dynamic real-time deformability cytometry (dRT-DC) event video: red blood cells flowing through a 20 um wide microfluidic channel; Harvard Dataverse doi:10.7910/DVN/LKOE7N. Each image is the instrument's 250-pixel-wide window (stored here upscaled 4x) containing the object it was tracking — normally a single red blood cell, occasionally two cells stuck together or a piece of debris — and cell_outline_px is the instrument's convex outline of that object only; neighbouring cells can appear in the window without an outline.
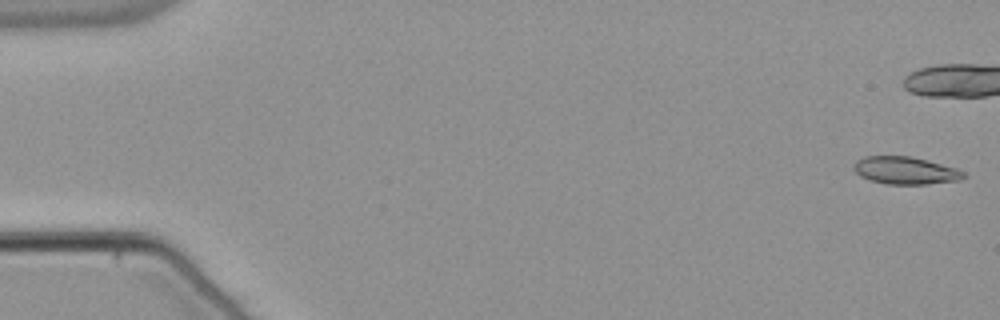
{"species": "common noctule bat (a hibernating species)", "species_latin": "Nyctalus noctula", "temperature_condition": "warm", "stored_images_in_passage": 43, "camera_frame_rate_fps": 3000, "um_per_image_px": 0.085, "animal": {"sex": "male", "body_mass_g": 21.5, "forearm_length_mm": 52.0}, "frame": {"image": 1, "passage_image": 1, "time_ms": 0.0, "image_size_px": [1000, 320], "cell_outline_px": [[968, 176], [960, 180], [928, 184], [888, 184], [872, 180], [860, 176], [852, 168], [852, 164], [856, 160], [864, 156], [908, 156], [956, 168], [964, 172]], "centroid_in_image_um": [76.94, 14.49], "position_along_channel_um": 8.1, "area_um2": 17.51}}